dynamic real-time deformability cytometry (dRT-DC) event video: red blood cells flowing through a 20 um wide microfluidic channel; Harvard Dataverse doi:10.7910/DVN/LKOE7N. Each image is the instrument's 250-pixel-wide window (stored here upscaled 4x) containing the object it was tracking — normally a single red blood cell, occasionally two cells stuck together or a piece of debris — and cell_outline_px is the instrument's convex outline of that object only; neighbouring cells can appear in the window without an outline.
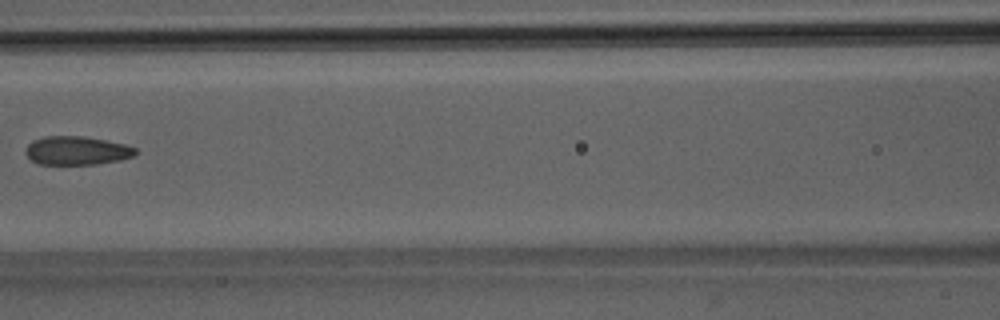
{"species": "Egyptian fruit bat (a non-hibernating species)", "species_latin": "Rousettus aegyptiacus", "temperature_condition": "room temperature", "stored_images_in_passage": 7, "camera_frame_rate_fps": 3000, "um_per_image_px": 0.085, "animal": {"sex": "male"}, "frame": {"image": 1, "passage_image": 5, "time_ms": 5.667, "image_size_px": [1000, 320], "cell_outline_px": [[136, 152], [132, 156], [120, 160], [96, 164], [40, 164], [32, 160], [24, 152], [28, 144], [32, 140], [44, 136], [84, 136], [124, 144], [136, 148]], "centroid_in_image_um": [6.49, 12.79], "position_along_channel_um": 160.1, "area_um2": 18.21}}